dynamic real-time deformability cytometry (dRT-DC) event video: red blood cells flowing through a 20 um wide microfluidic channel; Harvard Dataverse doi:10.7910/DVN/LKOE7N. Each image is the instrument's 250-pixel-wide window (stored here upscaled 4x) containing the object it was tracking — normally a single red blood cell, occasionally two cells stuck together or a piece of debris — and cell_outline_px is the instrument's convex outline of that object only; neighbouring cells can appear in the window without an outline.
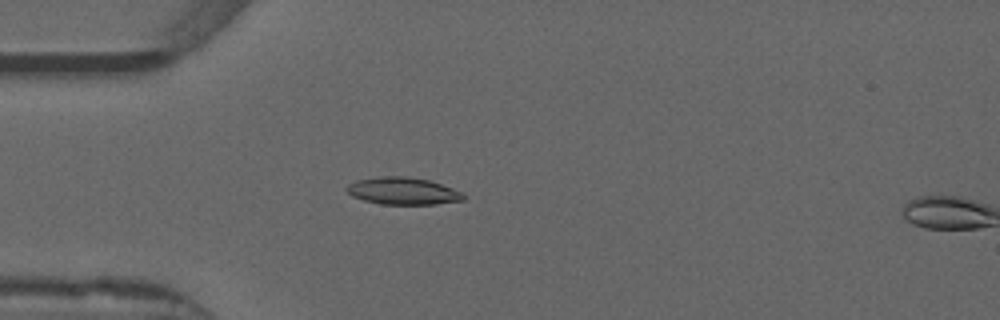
{"species": "common noctule bat (a hibernating species)", "species_latin": "Nyctalus noctula", "temperature_condition": "warm", "stored_images_in_passage": 11, "camera_frame_rate_fps": 3000, "um_per_image_px": 0.085, "animal": {"sex": "male", "forearm_length_mm": 52.5}, "frame": {"image": 1, "passage_image": 10, "time_ms": 3.0, "image_size_px": [1000, 320], "cell_outline_px": [[464, 200], [436, 204], [380, 204], [364, 200], [352, 196], [344, 188], [348, 184], [356, 180], [384, 176], [404, 176], [428, 180], [452, 188], [460, 192], [464, 196]], "centroid_in_image_um": [34.2, 16.24], "position_along_channel_um": 50.8, "area_um2": 18.32}}